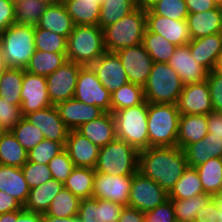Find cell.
Listing matches in <instances>:
<instances>
[{
  "mask_svg": "<svg viewBox=\"0 0 222 222\" xmlns=\"http://www.w3.org/2000/svg\"><path fill=\"white\" fill-rule=\"evenodd\" d=\"M188 167L185 153L176 147H149L139 151L138 172L155 181L167 193Z\"/></svg>",
  "mask_w": 222,
  "mask_h": 222,
  "instance_id": "cell-1",
  "label": "cell"
},
{
  "mask_svg": "<svg viewBox=\"0 0 222 222\" xmlns=\"http://www.w3.org/2000/svg\"><path fill=\"white\" fill-rule=\"evenodd\" d=\"M105 52L104 33L98 25H75L67 38V61L90 66Z\"/></svg>",
  "mask_w": 222,
  "mask_h": 222,
  "instance_id": "cell-2",
  "label": "cell"
},
{
  "mask_svg": "<svg viewBox=\"0 0 222 222\" xmlns=\"http://www.w3.org/2000/svg\"><path fill=\"white\" fill-rule=\"evenodd\" d=\"M146 30V10L137 6L122 19L103 29L106 52L116 53L141 44Z\"/></svg>",
  "mask_w": 222,
  "mask_h": 222,
  "instance_id": "cell-3",
  "label": "cell"
},
{
  "mask_svg": "<svg viewBox=\"0 0 222 222\" xmlns=\"http://www.w3.org/2000/svg\"><path fill=\"white\" fill-rule=\"evenodd\" d=\"M179 119L176 104L148 103L149 147H176Z\"/></svg>",
  "mask_w": 222,
  "mask_h": 222,
  "instance_id": "cell-4",
  "label": "cell"
},
{
  "mask_svg": "<svg viewBox=\"0 0 222 222\" xmlns=\"http://www.w3.org/2000/svg\"><path fill=\"white\" fill-rule=\"evenodd\" d=\"M35 26L14 23L0 34L6 67L26 69L35 52Z\"/></svg>",
  "mask_w": 222,
  "mask_h": 222,
  "instance_id": "cell-5",
  "label": "cell"
},
{
  "mask_svg": "<svg viewBox=\"0 0 222 222\" xmlns=\"http://www.w3.org/2000/svg\"><path fill=\"white\" fill-rule=\"evenodd\" d=\"M116 123V136L142 151L149 148V135L147 126L148 102L121 109L112 113Z\"/></svg>",
  "mask_w": 222,
  "mask_h": 222,
  "instance_id": "cell-6",
  "label": "cell"
},
{
  "mask_svg": "<svg viewBox=\"0 0 222 222\" xmlns=\"http://www.w3.org/2000/svg\"><path fill=\"white\" fill-rule=\"evenodd\" d=\"M184 84L178 73L168 63L154 62L144 85V98L148 103L176 104Z\"/></svg>",
  "mask_w": 222,
  "mask_h": 222,
  "instance_id": "cell-7",
  "label": "cell"
},
{
  "mask_svg": "<svg viewBox=\"0 0 222 222\" xmlns=\"http://www.w3.org/2000/svg\"><path fill=\"white\" fill-rule=\"evenodd\" d=\"M139 151L116 138L99 149L95 172L107 175H134L138 172Z\"/></svg>",
  "mask_w": 222,
  "mask_h": 222,
  "instance_id": "cell-8",
  "label": "cell"
},
{
  "mask_svg": "<svg viewBox=\"0 0 222 222\" xmlns=\"http://www.w3.org/2000/svg\"><path fill=\"white\" fill-rule=\"evenodd\" d=\"M73 98L95 105L104 112H111V93L101 84L90 66L80 69Z\"/></svg>",
  "mask_w": 222,
  "mask_h": 222,
  "instance_id": "cell-9",
  "label": "cell"
},
{
  "mask_svg": "<svg viewBox=\"0 0 222 222\" xmlns=\"http://www.w3.org/2000/svg\"><path fill=\"white\" fill-rule=\"evenodd\" d=\"M168 199V193L155 181L141 175L139 172L132 176L129 207L145 213Z\"/></svg>",
  "mask_w": 222,
  "mask_h": 222,
  "instance_id": "cell-10",
  "label": "cell"
},
{
  "mask_svg": "<svg viewBox=\"0 0 222 222\" xmlns=\"http://www.w3.org/2000/svg\"><path fill=\"white\" fill-rule=\"evenodd\" d=\"M82 67L78 63L67 61L46 77L48 96L52 105L73 98L77 77Z\"/></svg>",
  "mask_w": 222,
  "mask_h": 222,
  "instance_id": "cell-11",
  "label": "cell"
},
{
  "mask_svg": "<svg viewBox=\"0 0 222 222\" xmlns=\"http://www.w3.org/2000/svg\"><path fill=\"white\" fill-rule=\"evenodd\" d=\"M116 54L121 60L129 82L144 87L154 64L144 45L141 43L126 47Z\"/></svg>",
  "mask_w": 222,
  "mask_h": 222,
  "instance_id": "cell-12",
  "label": "cell"
},
{
  "mask_svg": "<svg viewBox=\"0 0 222 222\" xmlns=\"http://www.w3.org/2000/svg\"><path fill=\"white\" fill-rule=\"evenodd\" d=\"M132 176L133 175L116 176L96 172L92 197L128 206Z\"/></svg>",
  "mask_w": 222,
  "mask_h": 222,
  "instance_id": "cell-13",
  "label": "cell"
},
{
  "mask_svg": "<svg viewBox=\"0 0 222 222\" xmlns=\"http://www.w3.org/2000/svg\"><path fill=\"white\" fill-rule=\"evenodd\" d=\"M20 96L23 117L37 110L52 106L48 96L46 77L31 74L25 69Z\"/></svg>",
  "mask_w": 222,
  "mask_h": 222,
  "instance_id": "cell-14",
  "label": "cell"
},
{
  "mask_svg": "<svg viewBox=\"0 0 222 222\" xmlns=\"http://www.w3.org/2000/svg\"><path fill=\"white\" fill-rule=\"evenodd\" d=\"M146 28L147 31L163 36L176 46L185 45L191 41L186 20H172L148 10Z\"/></svg>",
  "mask_w": 222,
  "mask_h": 222,
  "instance_id": "cell-15",
  "label": "cell"
},
{
  "mask_svg": "<svg viewBox=\"0 0 222 222\" xmlns=\"http://www.w3.org/2000/svg\"><path fill=\"white\" fill-rule=\"evenodd\" d=\"M90 67L110 93L129 82L121 60L116 53L105 52Z\"/></svg>",
  "mask_w": 222,
  "mask_h": 222,
  "instance_id": "cell-16",
  "label": "cell"
},
{
  "mask_svg": "<svg viewBox=\"0 0 222 222\" xmlns=\"http://www.w3.org/2000/svg\"><path fill=\"white\" fill-rule=\"evenodd\" d=\"M180 114L207 115L213 111L207 81L184 85L176 103Z\"/></svg>",
  "mask_w": 222,
  "mask_h": 222,
  "instance_id": "cell-17",
  "label": "cell"
},
{
  "mask_svg": "<svg viewBox=\"0 0 222 222\" xmlns=\"http://www.w3.org/2000/svg\"><path fill=\"white\" fill-rule=\"evenodd\" d=\"M168 65L179 75L184 85L206 81L209 71L192 57L188 44L177 46Z\"/></svg>",
  "mask_w": 222,
  "mask_h": 222,
  "instance_id": "cell-18",
  "label": "cell"
},
{
  "mask_svg": "<svg viewBox=\"0 0 222 222\" xmlns=\"http://www.w3.org/2000/svg\"><path fill=\"white\" fill-rule=\"evenodd\" d=\"M24 118L38 127L45 139L66 142L69 129L59 116L55 105L27 114Z\"/></svg>",
  "mask_w": 222,
  "mask_h": 222,
  "instance_id": "cell-19",
  "label": "cell"
},
{
  "mask_svg": "<svg viewBox=\"0 0 222 222\" xmlns=\"http://www.w3.org/2000/svg\"><path fill=\"white\" fill-rule=\"evenodd\" d=\"M64 149L75 167H96L100 148L77 130H69Z\"/></svg>",
  "mask_w": 222,
  "mask_h": 222,
  "instance_id": "cell-20",
  "label": "cell"
},
{
  "mask_svg": "<svg viewBox=\"0 0 222 222\" xmlns=\"http://www.w3.org/2000/svg\"><path fill=\"white\" fill-rule=\"evenodd\" d=\"M55 107L69 130H76L82 124L95 120L105 113L99 107L85 104L75 98L60 102Z\"/></svg>",
  "mask_w": 222,
  "mask_h": 222,
  "instance_id": "cell-21",
  "label": "cell"
},
{
  "mask_svg": "<svg viewBox=\"0 0 222 222\" xmlns=\"http://www.w3.org/2000/svg\"><path fill=\"white\" fill-rule=\"evenodd\" d=\"M123 208L124 206L119 203L91 197L80 200L77 216L78 219L94 218L99 222H118Z\"/></svg>",
  "mask_w": 222,
  "mask_h": 222,
  "instance_id": "cell-22",
  "label": "cell"
},
{
  "mask_svg": "<svg viewBox=\"0 0 222 222\" xmlns=\"http://www.w3.org/2000/svg\"><path fill=\"white\" fill-rule=\"evenodd\" d=\"M188 46L195 61L210 72L222 52V33L191 39Z\"/></svg>",
  "mask_w": 222,
  "mask_h": 222,
  "instance_id": "cell-23",
  "label": "cell"
},
{
  "mask_svg": "<svg viewBox=\"0 0 222 222\" xmlns=\"http://www.w3.org/2000/svg\"><path fill=\"white\" fill-rule=\"evenodd\" d=\"M186 21L191 39L222 33V7L216 6L205 12L189 13Z\"/></svg>",
  "mask_w": 222,
  "mask_h": 222,
  "instance_id": "cell-24",
  "label": "cell"
},
{
  "mask_svg": "<svg viewBox=\"0 0 222 222\" xmlns=\"http://www.w3.org/2000/svg\"><path fill=\"white\" fill-rule=\"evenodd\" d=\"M76 130L99 148L117 138L116 123L111 112H105L99 118L82 124Z\"/></svg>",
  "mask_w": 222,
  "mask_h": 222,
  "instance_id": "cell-25",
  "label": "cell"
},
{
  "mask_svg": "<svg viewBox=\"0 0 222 222\" xmlns=\"http://www.w3.org/2000/svg\"><path fill=\"white\" fill-rule=\"evenodd\" d=\"M207 115L180 114L177 146L184 149L187 145L198 142L208 134Z\"/></svg>",
  "mask_w": 222,
  "mask_h": 222,
  "instance_id": "cell-26",
  "label": "cell"
},
{
  "mask_svg": "<svg viewBox=\"0 0 222 222\" xmlns=\"http://www.w3.org/2000/svg\"><path fill=\"white\" fill-rule=\"evenodd\" d=\"M64 184L56 179L30 189L28 198L23 206L25 211L44 214L53 198L60 192Z\"/></svg>",
  "mask_w": 222,
  "mask_h": 222,
  "instance_id": "cell-27",
  "label": "cell"
},
{
  "mask_svg": "<svg viewBox=\"0 0 222 222\" xmlns=\"http://www.w3.org/2000/svg\"><path fill=\"white\" fill-rule=\"evenodd\" d=\"M36 26L68 38L75 25L62 3L47 6Z\"/></svg>",
  "mask_w": 222,
  "mask_h": 222,
  "instance_id": "cell-28",
  "label": "cell"
},
{
  "mask_svg": "<svg viewBox=\"0 0 222 222\" xmlns=\"http://www.w3.org/2000/svg\"><path fill=\"white\" fill-rule=\"evenodd\" d=\"M0 191L7 192L24 206L30 188L21 168L0 164Z\"/></svg>",
  "mask_w": 222,
  "mask_h": 222,
  "instance_id": "cell-29",
  "label": "cell"
},
{
  "mask_svg": "<svg viewBox=\"0 0 222 222\" xmlns=\"http://www.w3.org/2000/svg\"><path fill=\"white\" fill-rule=\"evenodd\" d=\"M63 4L74 25H98L101 4L96 0H69Z\"/></svg>",
  "mask_w": 222,
  "mask_h": 222,
  "instance_id": "cell-30",
  "label": "cell"
},
{
  "mask_svg": "<svg viewBox=\"0 0 222 222\" xmlns=\"http://www.w3.org/2000/svg\"><path fill=\"white\" fill-rule=\"evenodd\" d=\"M28 161V151L18 142L11 131L0 136V164L21 168Z\"/></svg>",
  "mask_w": 222,
  "mask_h": 222,
  "instance_id": "cell-31",
  "label": "cell"
},
{
  "mask_svg": "<svg viewBox=\"0 0 222 222\" xmlns=\"http://www.w3.org/2000/svg\"><path fill=\"white\" fill-rule=\"evenodd\" d=\"M95 169L87 167H74L70 176L63 183L80 200L93 196V183Z\"/></svg>",
  "mask_w": 222,
  "mask_h": 222,
  "instance_id": "cell-32",
  "label": "cell"
},
{
  "mask_svg": "<svg viewBox=\"0 0 222 222\" xmlns=\"http://www.w3.org/2000/svg\"><path fill=\"white\" fill-rule=\"evenodd\" d=\"M66 62V53H47L35 50L25 71L47 77Z\"/></svg>",
  "mask_w": 222,
  "mask_h": 222,
  "instance_id": "cell-33",
  "label": "cell"
},
{
  "mask_svg": "<svg viewBox=\"0 0 222 222\" xmlns=\"http://www.w3.org/2000/svg\"><path fill=\"white\" fill-rule=\"evenodd\" d=\"M204 193L213 195L222 193V158H211L207 162L195 167Z\"/></svg>",
  "mask_w": 222,
  "mask_h": 222,
  "instance_id": "cell-34",
  "label": "cell"
},
{
  "mask_svg": "<svg viewBox=\"0 0 222 222\" xmlns=\"http://www.w3.org/2000/svg\"><path fill=\"white\" fill-rule=\"evenodd\" d=\"M24 78L23 68H3L0 77V97L11 101L14 105H21L22 81Z\"/></svg>",
  "mask_w": 222,
  "mask_h": 222,
  "instance_id": "cell-35",
  "label": "cell"
},
{
  "mask_svg": "<svg viewBox=\"0 0 222 222\" xmlns=\"http://www.w3.org/2000/svg\"><path fill=\"white\" fill-rule=\"evenodd\" d=\"M199 194H204L199 174L195 167L188 166L168 193V198L187 199Z\"/></svg>",
  "mask_w": 222,
  "mask_h": 222,
  "instance_id": "cell-36",
  "label": "cell"
},
{
  "mask_svg": "<svg viewBox=\"0 0 222 222\" xmlns=\"http://www.w3.org/2000/svg\"><path fill=\"white\" fill-rule=\"evenodd\" d=\"M145 101L143 86L128 82L111 93V113Z\"/></svg>",
  "mask_w": 222,
  "mask_h": 222,
  "instance_id": "cell-37",
  "label": "cell"
},
{
  "mask_svg": "<svg viewBox=\"0 0 222 222\" xmlns=\"http://www.w3.org/2000/svg\"><path fill=\"white\" fill-rule=\"evenodd\" d=\"M212 199L208 193L199 194L187 199H171L176 222H194L200 209H203Z\"/></svg>",
  "mask_w": 222,
  "mask_h": 222,
  "instance_id": "cell-38",
  "label": "cell"
},
{
  "mask_svg": "<svg viewBox=\"0 0 222 222\" xmlns=\"http://www.w3.org/2000/svg\"><path fill=\"white\" fill-rule=\"evenodd\" d=\"M136 7V0H105L101 4L98 26L103 30L122 19Z\"/></svg>",
  "mask_w": 222,
  "mask_h": 222,
  "instance_id": "cell-39",
  "label": "cell"
},
{
  "mask_svg": "<svg viewBox=\"0 0 222 222\" xmlns=\"http://www.w3.org/2000/svg\"><path fill=\"white\" fill-rule=\"evenodd\" d=\"M142 44L152 60L157 63H168L177 48L176 45L170 43L163 36L147 30L145 31Z\"/></svg>",
  "mask_w": 222,
  "mask_h": 222,
  "instance_id": "cell-40",
  "label": "cell"
},
{
  "mask_svg": "<svg viewBox=\"0 0 222 222\" xmlns=\"http://www.w3.org/2000/svg\"><path fill=\"white\" fill-rule=\"evenodd\" d=\"M80 199L64 186L53 198L48 210L42 215L67 218L77 216Z\"/></svg>",
  "mask_w": 222,
  "mask_h": 222,
  "instance_id": "cell-41",
  "label": "cell"
},
{
  "mask_svg": "<svg viewBox=\"0 0 222 222\" xmlns=\"http://www.w3.org/2000/svg\"><path fill=\"white\" fill-rule=\"evenodd\" d=\"M15 7V23L36 26L47 5L41 0H19Z\"/></svg>",
  "mask_w": 222,
  "mask_h": 222,
  "instance_id": "cell-42",
  "label": "cell"
},
{
  "mask_svg": "<svg viewBox=\"0 0 222 222\" xmlns=\"http://www.w3.org/2000/svg\"><path fill=\"white\" fill-rule=\"evenodd\" d=\"M35 49L47 53H66L67 38L35 26Z\"/></svg>",
  "mask_w": 222,
  "mask_h": 222,
  "instance_id": "cell-43",
  "label": "cell"
},
{
  "mask_svg": "<svg viewBox=\"0 0 222 222\" xmlns=\"http://www.w3.org/2000/svg\"><path fill=\"white\" fill-rule=\"evenodd\" d=\"M11 132L26 151H30L45 139L40 129L24 117L14 126Z\"/></svg>",
  "mask_w": 222,
  "mask_h": 222,
  "instance_id": "cell-44",
  "label": "cell"
},
{
  "mask_svg": "<svg viewBox=\"0 0 222 222\" xmlns=\"http://www.w3.org/2000/svg\"><path fill=\"white\" fill-rule=\"evenodd\" d=\"M65 143L43 139L33 149L28 151V161L48 164L54 156L64 150Z\"/></svg>",
  "mask_w": 222,
  "mask_h": 222,
  "instance_id": "cell-45",
  "label": "cell"
},
{
  "mask_svg": "<svg viewBox=\"0 0 222 222\" xmlns=\"http://www.w3.org/2000/svg\"><path fill=\"white\" fill-rule=\"evenodd\" d=\"M150 10L172 20H186L189 14L185 0H161Z\"/></svg>",
  "mask_w": 222,
  "mask_h": 222,
  "instance_id": "cell-46",
  "label": "cell"
},
{
  "mask_svg": "<svg viewBox=\"0 0 222 222\" xmlns=\"http://www.w3.org/2000/svg\"><path fill=\"white\" fill-rule=\"evenodd\" d=\"M21 169L30 189L52 179L48 164L27 161Z\"/></svg>",
  "mask_w": 222,
  "mask_h": 222,
  "instance_id": "cell-47",
  "label": "cell"
},
{
  "mask_svg": "<svg viewBox=\"0 0 222 222\" xmlns=\"http://www.w3.org/2000/svg\"><path fill=\"white\" fill-rule=\"evenodd\" d=\"M20 106L0 97V129L3 132L11 131L23 118Z\"/></svg>",
  "mask_w": 222,
  "mask_h": 222,
  "instance_id": "cell-48",
  "label": "cell"
},
{
  "mask_svg": "<svg viewBox=\"0 0 222 222\" xmlns=\"http://www.w3.org/2000/svg\"><path fill=\"white\" fill-rule=\"evenodd\" d=\"M53 179L64 183L75 167L67 151L64 149L48 163Z\"/></svg>",
  "mask_w": 222,
  "mask_h": 222,
  "instance_id": "cell-49",
  "label": "cell"
},
{
  "mask_svg": "<svg viewBox=\"0 0 222 222\" xmlns=\"http://www.w3.org/2000/svg\"><path fill=\"white\" fill-rule=\"evenodd\" d=\"M189 167H197L208 161L205 137L183 149Z\"/></svg>",
  "mask_w": 222,
  "mask_h": 222,
  "instance_id": "cell-50",
  "label": "cell"
},
{
  "mask_svg": "<svg viewBox=\"0 0 222 222\" xmlns=\"http://www.w3.org/2000/svg\"><path fill=\"white\" fill-rule=\"evenodd\" d=\"M145 222H176L172 200L168 199L153 210L144 213Z\"/></svg>",
  "mask_w": 222,
  "mask_h": 222,
  "instance_id": "cell-51",
  "label": "cell"
},
{
  "mask_svg": "<svg viewBox=\"0 0 222 222\" xmlns=\"http://www.w3.org/2000/svg\"><path fill=\"white\" fill-rule=\"evenodd\" d=\"M206 81L210 90L213 111L222 112V74L212 70L209 72Z\"/></svg>",
  "mask_w": 222,
  "mask_h": 222,
  "instance_id": "cell-52",
  "label": "cell"
},
{
  "mask_svg": "<svg viewBox=\"0 0 222 222\" xmlns=\"http://www.w3.org/2000/svg\"><path fill=\"white\" fill-rule=\"evenodd\" d=\"M15 23V7L8 0H0V34Z\"/></svg>",
  "mask_w": 222,
  "mask_h": 222,
  "instance_id": "cell-53",
  "label": "cell"
},
{
  "mask_svg": "<svg viewBox=\"0 0 222 222\" xmlns=\"http://www.w3.org/2000/svg\"><path fill=\"white\" fill-rule=\"evenodd\" d=\"M222 212L216 208V204L211 199L207 205L200 209L197 213L194 222H218L221 221Z\"/></svg>",
  "mask_w": 222,
  "mask_h": 222,
  "instance_id": "cell-54",
  "label": "cell"
},
{
  "mask_svg": "<svg viewBox=\"0 0 222 222\" xmlns=\"http://www.w3.org/2000/svg\"><path fill=\"white\" fill-rule=\"evenodd\" d=\"M208 137L222 138V112L212 111L207 114Z\"/></svg>",
  "mask_w": 222,
  "mask_h": 222,
  "instance_id": "cell-55",
  "label": "cell"
},
{
  "mask_svg": "<svg viewBox=\"0 0 222 222\" xmlns=\"http://www.w3.org/2000/svg\"><path fill=\"white\" fill-rule=\"evenodd\" d=\"M23 205L7 192L0 191V214L22 210Z\"/></svg>",
  "mask_w": 222,
  "mask_h": 222,
  "instance_id": "cell-56",
  "label": "cell"
},
{
  "mask_svg": "<svg viewBox=\"0 0 222 222\" xmlns=\"http://www.w3.org/2000/svg\"><path fill=\"white\" fill-rule=\"evenodd\" d=\"M207 158H222V138L205 136Z\"/></svg>",
  "mask_w": 222,
  "mask_h": 222,
  "instance_id": "cell-57",
  "label": "cell"
},
{
  "mask_svg": "<svg viewBox=\"0 0 222 222\" xmlns=\"http://www.w3.org/2000/svg\"><path fill=\"white\" fill-rule=\"evenodd\" d=\"M118 222H145L144 212L124 206L119 216Z\"/></svg>",
  "mask_w": 222,
  "mask_h": 222,
  "instance_id": "cell-58",
  "label": "cell"
},
{
  "mask_svg": "<svg viewBox=\"0 0 222 222\" xmlns=\"http://www.w3.org/2000/svg\"><path fill=\"white\" fill-rule=\"evenodd\" d=\"M189 13L205 12L216 7L213 0H185Z\"/></svg>",
  "mask_w": 222,
  "mask_h": 222,
  "instance_id": "cell-59",
  "label": "cell"
},
{
  "mask_svg": "<svg viewBox=\"0 0 222 222\" xmlns=\"http://www.w3.org/2000/svg\"><path fill=\"white\" fill-rule=\"evenodd\" d=\"M17 222H43L41 213H34L22 210H17Z\"/></svg>",
  "mask_w": 222,
  "mask_h": 222,
  "instance_id": "cell-60",
  "label": "cell"
},
{
  "mask_svg": "<svg viewBox=\"0 0 222 222\" xmlns=\"http://www.w3.org/2000/svg\"><path fill=\"white\" fill-rule=\"evenodd\" d=\"M43 222H79V219L78 216L62 218V217L43 215Z\"/></svg>",
  "mask_w": 222,
  "mask_h": 222,
  "instance_id": "cell-61",
  "label": "cell"
},
{
  "mask_svg": "<svg viewBox=\"0 0 222 222\" xmlns=\"http://www.w3.org/2000/svg\"><path fill=\"white\" fill-rule=\"evenodd\" d=\"M161 0H136V4L138 7L148 11L150 10L155 4L160 2Z\"/></svg>",
  "mask_w": 222,
  "mask_h": 222,
  "instance_id": "cell-62",
  "label": "cell"
},
{
  "mask_svg": "<svg viewBox=\"0 0 222 222\" xmlns=\"http://www.w3.org/2000/svg\"><path fill=\"white\" fill-rule=\"evenodd\" d=\"M0 222H17V211L0 214Z\"/></svg>",
  "mask_w": 222,
  "mask_h": 222,
  "instance_id": "cell-63",
  "label": "cell"
},
{
  "mask_svg": "<svg viewBox=\"0 0 222 222\" xmlns=\"http://www.w3.org/2000/svg\"><path fill=\"white\" fill-rule=\"evenodd\" d=\"M212 199L214 200L215 204H216V208L222 212V193L221 194H216L212 196ZM218 222H222V217H221V221Z\"/></svg>",
  "mask_w": 222,
  "mask_h": 222,
  "instance_id": "cell-64",
  "label": "cell"
},
{
  "mask_svg": "<svg viewBox=\"0 0 222 222\" xmlns=\"http://www.w3.org/2000/svg\"><path fill=\"white\" fill-rule=\"evenodd\" d=\"M213 71L218 73V74H222V52L216 60Z\"/></svg>",
  "mask_w": 222,
  "mask_h": 222,
  "instance_id": "cell-65",
  "label": "cell"
},
{
  "mask_svg": "<svg viewBox=\"0 0 222 222\" xmlns=\"http://www.w3.org/2000/svg\"><path fill=\"white\" fill-rule=\"evenodd\" d=\"M42 2H44L47 6L49 5H58V4H62L63 0H41Z\"/></svg>",
  "mask_w": 222,
  "mask_h": 222,
  "instance_id": "cell-66",
  "label": "cell"
},
{
  "mask_svg": "<svg viewBox=\"0 0 222 222\" xmlns=\"http://www.w3.org/2000/svg\"><path fill=\"white\" fill-rule=\"evenodd\" d=\"M6 68V62L4 60V54L1 49V44H0V69Z\"/></svg>",
  "mask_w": 222,
  "mask_h": 222,
  "instance_id": "cell-67",
  "label": "cell"
},
{
  "mask_svg": "<svg viewBox=\"0 0 222 222\" xmlns=\"http://www.w3.org/2000/svg\"><path fill=\"white\" fill-rule=\"evenodd\" d=\"M79 222H99V221L93 218V220L79 219Z\"/></svg>",
  "mask_w": 222,
  "mask_h": 222,
  "instance_id": "cell-68",
  "label": "cell"
},
{
  "mask_svg": "<svg viewBox=\"0 0 222 222\" xmlns=\"http://www.w3.org/2000/svg\"><path fill=\"white\" fill-rule=\"evenodd\" d=\"M213 2L216 4V6L222 7V0H213Z\"/></svg>",
  "mask_w": 222,
  "mask_h": 222,
  "instance_id": "cell-69",
  "label": "cell"
},
{
  "mask_svg": "<svg viewBox=\"0 0 222 222\" xmlns=\"http://www.w3.org/2000/svg\"><path fill=\"white\" fill-rule=\"evenodd\" d=\"M10 3H12V4H17V2L19 1V0H8Z\"/></svg>",
  "mask_w": 222,
  "mask_h": 222,
  "instance_id": "cell-70",
  "label": "cell"
},
{
  "mask_svg": "<svg viewBox=\"0 0 222 222\" xmlns=\"http://www.w3.org/2000/svg\"><path fill=\"white\" fill-rule=\"evenodd\" d=\"M105 0H96V2L102 4Z\"/></svg>",
  "mask_w": 222,
  "mask_h": 222,
  "instance_id": "cell-71",
  "label": "cell"
}]
</instances>
